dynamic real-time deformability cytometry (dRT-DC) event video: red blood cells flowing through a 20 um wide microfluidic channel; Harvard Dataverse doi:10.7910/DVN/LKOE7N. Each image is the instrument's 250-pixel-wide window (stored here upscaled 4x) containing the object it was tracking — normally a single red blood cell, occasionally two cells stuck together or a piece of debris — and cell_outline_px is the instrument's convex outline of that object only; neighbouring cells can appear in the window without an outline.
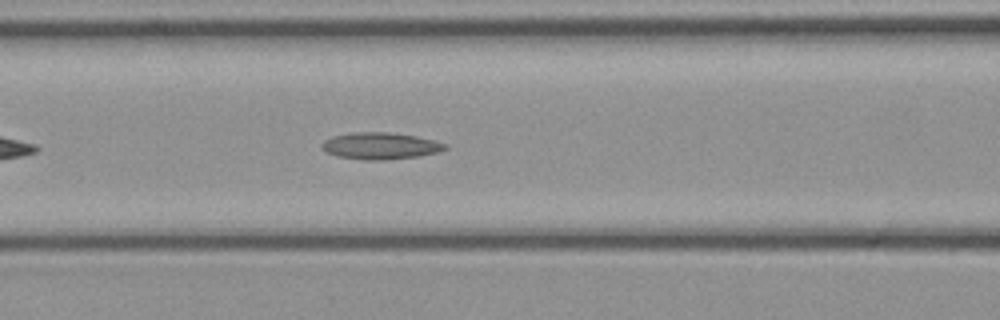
{"species": "common noctule bat (a hibernating species)", "species_latin": "Nyctalus noctula", "temperature_condition": "cold", "stored_images_in_passage": 31, "camera_frame_rate_fps": 3000, "um_per_image_px": 0.085, "animal": {"sex": "female", "body_mass_g": 21.9}, "frame": {"image": 1, "passage_image": 8, "time_ms": 2.333, "image_size_px": [1000, 320], "cell_outline_px": [[448, 148], [436, 152], [420, 156], [384, 160], [364, 160], [336, 156], [328, 152], [320, 144], [324, 140], [332, 136], [348, 132], [388, 132], [416, 136], [436, 140], [448, 144]], "centroid_in_image_um": [32.34, 12.39], "position_along_channel_um": 134.3, "area_um2": 19.36}}
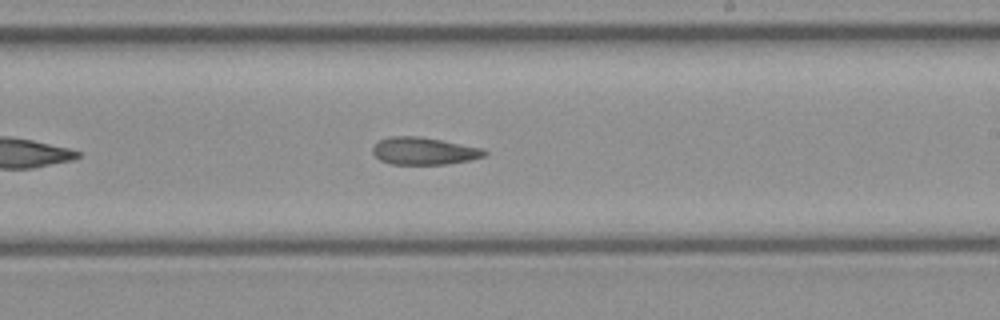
{"frame": {"image": 2, "passage_image": 16, "time_ms": 5.0, "image_size_px": [1000, 320], "cell_outline_px": [[488, 152], [484, 156], [468, 160], [444, 164], [392, 164], [380, 160], [372, 152], [372, 148], [380, 140], [392, 136], [420, 136], [484, 148]], "centroid_in_image_um": [36.04, 12.83], "position_along_channel_um": 253.0, "area_um2": 17.69}}
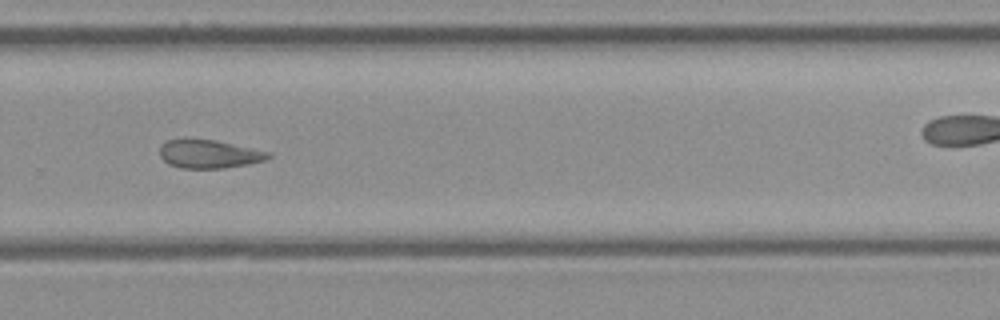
{"frame": {"image": 3, "passage_image": 20, "time_ms": 6.333, "image_size_px": [1000, 320], "cell_outline_px": [[272, 156], [268, 160], [248, 164], [224, 168], [180, 168], [168, 164], [160, 156], [160, 144], [168, 140], [188, 136], [216, 140], [272, 152]], "centroid_in_image_um": [17.76, 13.05], "position_along_channel_um": 312.0, "area_um2": 18.67}}